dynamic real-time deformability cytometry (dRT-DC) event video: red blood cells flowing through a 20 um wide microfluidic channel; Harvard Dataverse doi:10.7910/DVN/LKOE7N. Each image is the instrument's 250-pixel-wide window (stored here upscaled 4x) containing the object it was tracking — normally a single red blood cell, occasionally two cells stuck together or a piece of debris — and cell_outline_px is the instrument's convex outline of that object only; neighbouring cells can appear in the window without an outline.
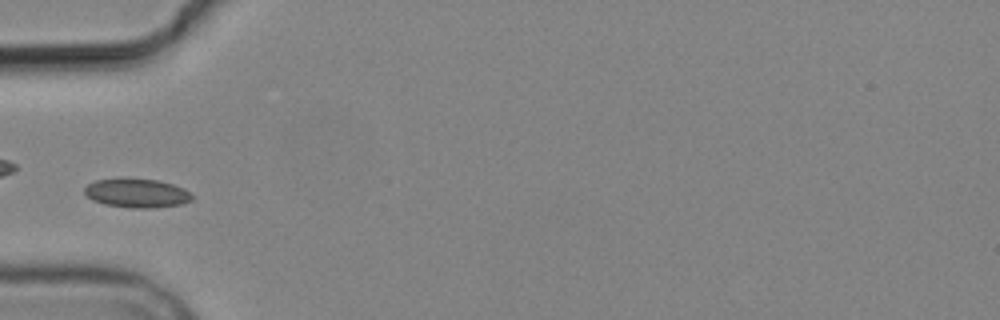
{"species": "common noctule bat (a hibernating species)", "species_latin": "Nyctalus noctula", "temperature_condition": "cold", "stored_images_in_passage": 5, "camera_frame_rate_fps": 3000, "um_per_image_px": 0.085, "animal": {"sex": "male", "body_mass_g": 19.2, "forearm_length_mm": 51.8}, "frame": {"image": 1, "passage_image": 5, "time_ms": 5.333, "image_size_px": [1000, 320], "cell_outline_px": [[192, 200], [184, 204], [152, 208], [132, 208], [104, 204], [92, 200], [84, 192], [84, 188], [88, 184], [96, 180], [156, 180], [172, 184], [184, 188], [192, 196]], "centroid_in_image_um": [11.65, 16.45], "position_along_channel_um": 73.3, "area_um2": 17.69}}